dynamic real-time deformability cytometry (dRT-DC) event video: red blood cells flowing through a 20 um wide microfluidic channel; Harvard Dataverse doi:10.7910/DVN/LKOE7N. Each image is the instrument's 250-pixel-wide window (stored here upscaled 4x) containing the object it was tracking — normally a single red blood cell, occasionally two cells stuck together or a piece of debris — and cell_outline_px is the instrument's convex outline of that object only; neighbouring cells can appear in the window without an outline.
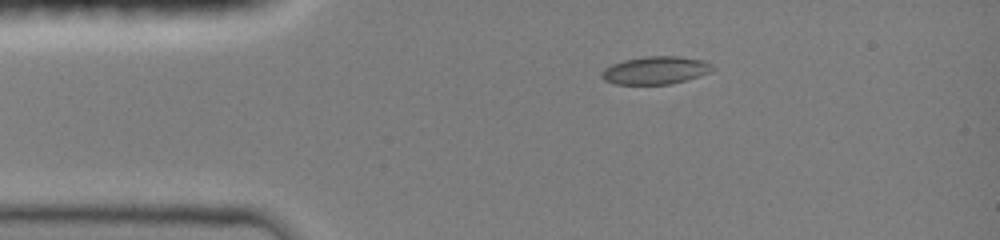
{"species": "common noctule bat (a hibernating species)", "species_latin": "Nyctalus noctula", "temperature_condition": "room temperature", "stored_images_in_passage": 40, "camera_frame_rate_fps": 3000, "um_per_image_px": 0.085, "animal": {"sex": "female", "body_mass_g": 19.0, "forearm_length_mm": 51.5}, "frame": {"image": 1, "passage_image": 1, "time_ms": 0.0, "image_size_px": [1000, 240], "cell_outline_px": [[716, 68], [712, 72], [672, 84], [616, 84], [604, 80], [600, 76], [604, 68], [612, 64], [624, 60], [644, 56], [680, 56], [700, 60], [712, 64]], "centroid_in_image_um": [55.73, 5.97], "position_along_channel_um": 29.3, "area_um2": 18.03}}
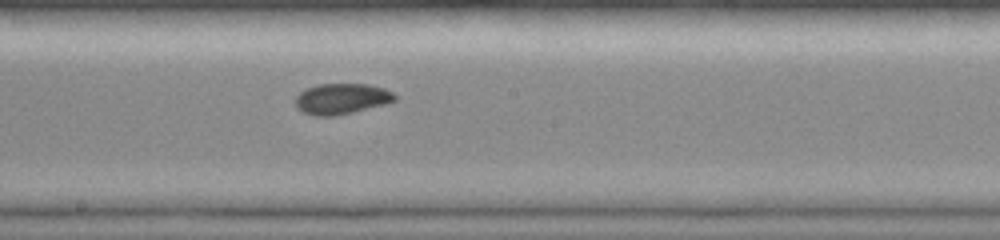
{"frame": {"image": 2, "passage_image": 18, "time_ms": 5.667, "image_size_px": [1000, 240], "cell_outline_px": [[396, 100], [384, 104], [352, 112], [332, 116], [312, 116], [296, 108], [296, 96], [300, 92], [316, 84], [368, 84], [384, 88], [392, 92], [396, 96]], "centroid_in_image_um": [29.02, 8.39], "position_along_channel_um": 219.2, "area_um2": 17.69}}
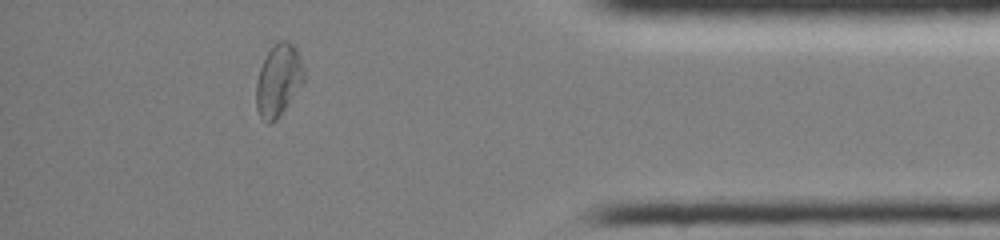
{"frame": {"image": 3, "passage_image": 34, "time_ms": 11.0, "image_size_px": [1000, 240], "cell_outline_px": [[304, 80], [280, 116], [272, 124], [268, 124], [260, 116], [256, 108], [256, 80], [260, 68], [268, 52], [280, 40], [288, 40], [296, 48], [300, 56], [304, 72]], "centroid_in_image_um": [23.65, 6.84], "position_along_channel_um": 411.5, "area_um2": 19.88}}